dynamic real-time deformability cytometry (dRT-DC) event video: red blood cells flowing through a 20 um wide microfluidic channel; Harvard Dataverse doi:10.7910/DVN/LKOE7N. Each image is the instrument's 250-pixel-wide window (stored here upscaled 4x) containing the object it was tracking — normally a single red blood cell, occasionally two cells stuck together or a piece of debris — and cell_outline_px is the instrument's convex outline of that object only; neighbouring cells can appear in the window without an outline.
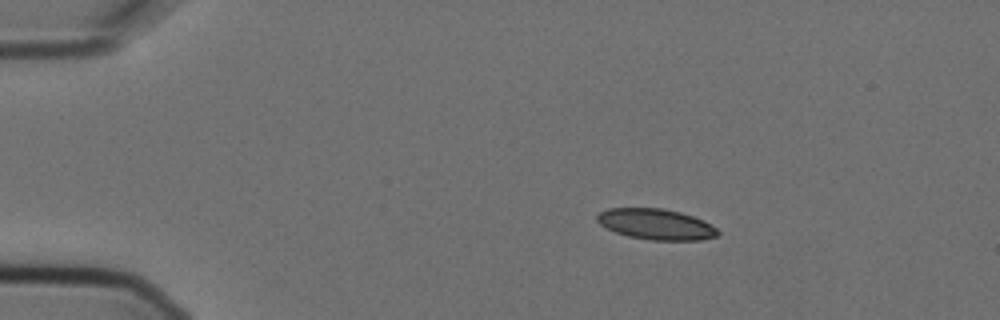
{"species": "Egyptian fruit bat (a non-hibernating species)", "species_latin": "Rousettus aegyptiacus", "temperature_condition": "cold", "stored_images_in_passage": 4, "camera_frame_rate_fps": 3000, "um_per_image_px": 0.085, "animal": {"sex": "female"}, "frame": {"image": 1, "passage_image": 2, "time_ms": 0.333, "image_size_px": [1000, 320], "cell_outline_px": [[720, 232], [716, 236], [700, 240], [648, 240], [628, 236], [616, 232], [600, 224], [596, 220], [596, 216], [600, 212], [608, 208], [664, 208], [680, 212], [704, 220], [716, 228]], "centroid_in_image_um": [55.76, 19.05], "position_along_channel_um": 29.2, "area_um2": 21.62}}